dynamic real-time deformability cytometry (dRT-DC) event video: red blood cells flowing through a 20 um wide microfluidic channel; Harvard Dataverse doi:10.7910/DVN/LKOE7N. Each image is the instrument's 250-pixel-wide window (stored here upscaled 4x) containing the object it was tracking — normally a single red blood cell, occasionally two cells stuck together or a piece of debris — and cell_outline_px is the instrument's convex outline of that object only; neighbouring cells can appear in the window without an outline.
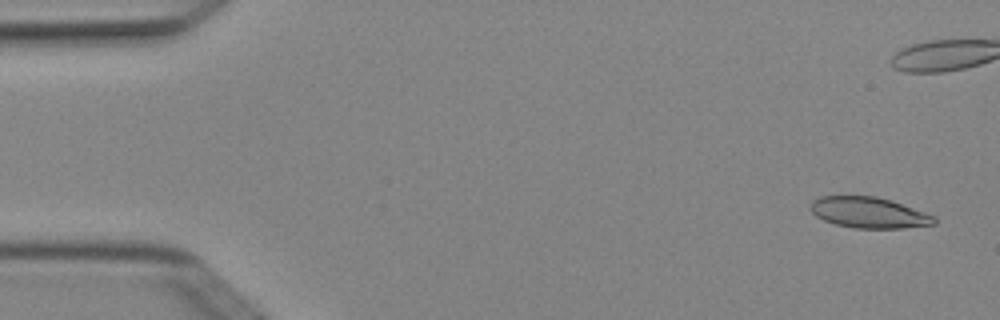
{"species": "Egyptian fruit bat (a non-hibernating species)", "species_latin": "Rousettus aegyptiacus", "temperature_condition": "cold", "stored_images_in_passage": 6, "camera_frame_rate_fps": 3000, "um_per_image_px": 0.085, "animal": {"sex": "female"}, "frame": {"image": 1, "passage_image": 1, "time_ms": 0.0, "image_size_px": [1000, 320], "cell_outline_px": [[936, 224], [900, 228], [856, 228], [836, 224], [824, 220], [816, 216], [808, 208], [812, 200], [820, 196], [876, 196], [892, 200], [936, 216]], "centroid_in_image_um": [73.85, 18.06], "position_along_channel_um": 11.2, "area_um2": 22.37}}
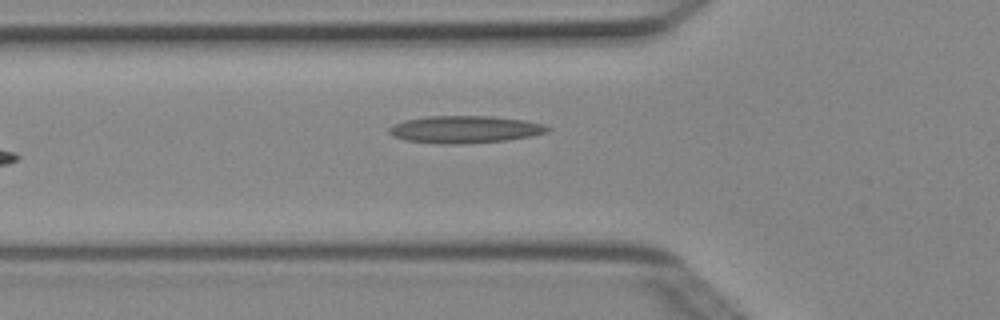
{"frame": {"image": 2, "passage_image": 6, "time_ms": 1.667, "image_size_px": [1000, 320], "cell_outline_px": [[552, 128], [548, 132], [532, 136], [508, 140], [460, 144], [436, 144], [404, 140], [392, 136], [388, 132], [388, 128], [392, 124], [404, 120], [428, 116], [492, 116], [524, 120], [544, 124]], "centroid_in_image_um": [39.5, 11.0], "position_along_channel_um": 86.3, "area_um2": 25.55}}